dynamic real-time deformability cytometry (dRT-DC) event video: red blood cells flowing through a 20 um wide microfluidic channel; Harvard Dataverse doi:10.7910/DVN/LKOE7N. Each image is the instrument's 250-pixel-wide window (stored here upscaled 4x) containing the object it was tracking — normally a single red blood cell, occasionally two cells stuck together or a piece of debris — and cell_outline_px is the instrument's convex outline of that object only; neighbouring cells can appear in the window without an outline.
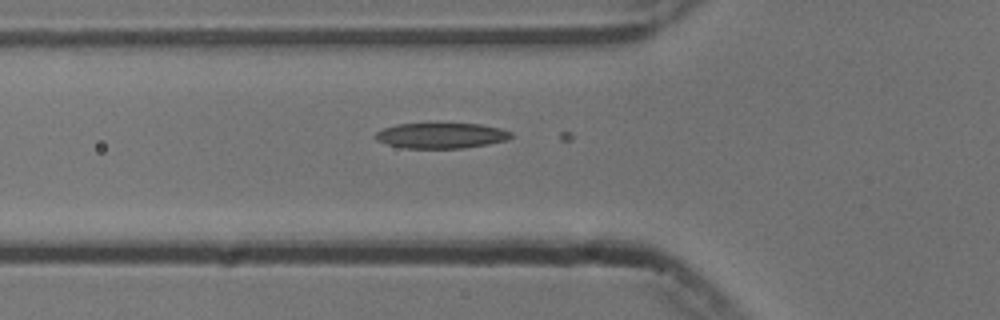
{"species": "common noctule bat (a hibernating species)", "species_latin": "Nyctalus noctula", "temperature_condition": "cold", "stored_images_in_passage": 37, "camera_frame_rate_fps": 3000, "um_per_image_px": 0.085, "animal": {"sex": "male", "body_mass_g": 13.3}, "frame": {"image": 1, "passage_image": 2, "time_ms": 0.333, "image_size_px": [1000, 320], "cell_outline_px": [[512, 136], [508, 140], [488, 144], [464, 148], [404, 148], [388, 144], [376, 140], [372, 136], [376, 132], [384, 128], [396, 124], [480, 124], [500, 128], [512, 132]], "centroid_in_image_um": [37.5, 11.53], "position_along_channel_um": 88.3, "area_um2": 20.11}}
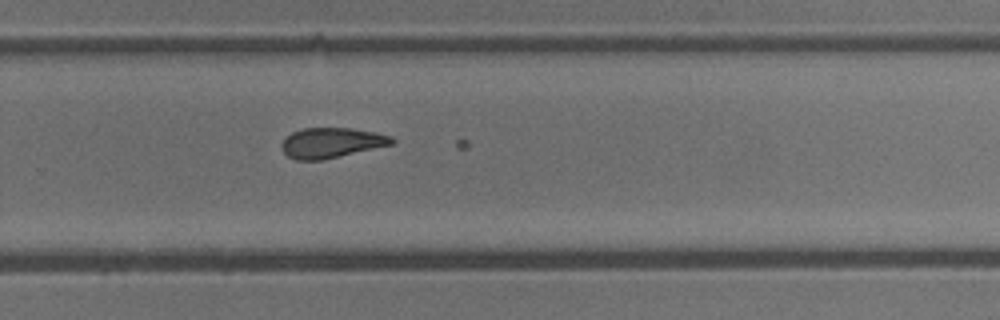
{"frame": {"image": 2, "passage_image": 19, "time_ms": 6.0, "image_size_px": [1000, 320], "cell_outline_px": [[396, 140], [392, 144], [320, 160], [296, 160], [288, 156], [280, 148], [280, 144], [292, 132], [304, 128], [352, 128], [376, 132], [392, 136]], "centroid_in_image_um": [28.16, 12.12], "position_along_channel_um": 301.6, "area_um2": 19.19}}
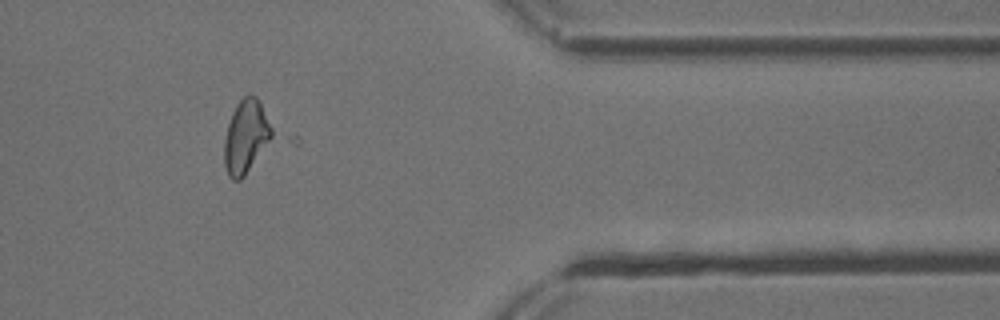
{"frame": {"image": 3, "passage_image": 28, "time_ms": 9.0, "image_size_px": [1000, 320], "cell_outline_px": [[276, 136], [244, 176], [240, 180], [232, 180], [228, 176], [224, 164], [224, 140], [228, 124], [232, 112], [236, 104], [248, 92], [256, 96]], "centroid_in_image_um": [20.92, 11.63], "position_along_channel_um": 390.5, "area_um2": 20.63}}